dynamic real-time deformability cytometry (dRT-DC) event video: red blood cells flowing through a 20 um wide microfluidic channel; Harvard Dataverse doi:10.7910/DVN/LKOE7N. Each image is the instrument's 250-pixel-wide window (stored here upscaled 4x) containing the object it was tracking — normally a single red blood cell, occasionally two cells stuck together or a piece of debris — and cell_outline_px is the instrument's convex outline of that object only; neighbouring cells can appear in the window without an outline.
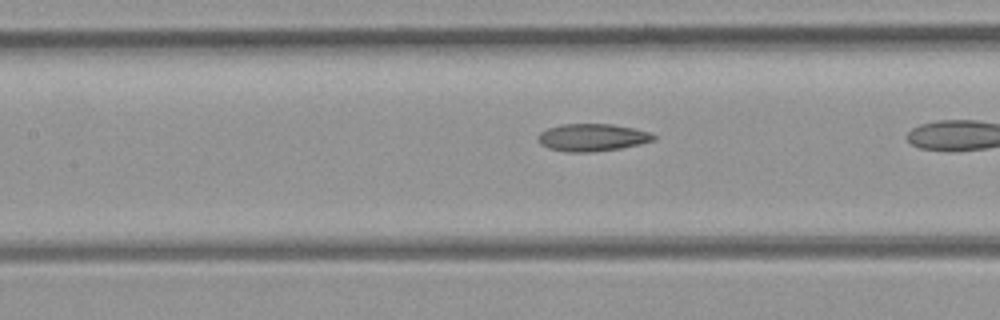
{"species": "common noctule bat (a hibernating species)", "species_latin": "Nyctalus noctula", "temperature_condition": "room temperature", "stored_images_in_passage": 13, "camera_frame_rate_fps": 3000, "um_per_image_px": 0.085, "animal": {"sex": "female", "body_mass_g": 21.9}, "frame": {"image": 1, "passage_image": 11, "time_ms": 3.333, "image_size_px": [1000, 320], "cell_outline_px": [[656, 140], [640, 144], [620, 148], [592, 152], [568, 152], [548, 148], [540, 144], [536, 140], [536, 136], [540, 132], [548, 128], [560, 124], [612, 124], [652, 132], [656, 136]], "centroid_in_image_um": [50.32, 11.68], "position_along_channel_um": 157.1, "area_um2": 18.67}}